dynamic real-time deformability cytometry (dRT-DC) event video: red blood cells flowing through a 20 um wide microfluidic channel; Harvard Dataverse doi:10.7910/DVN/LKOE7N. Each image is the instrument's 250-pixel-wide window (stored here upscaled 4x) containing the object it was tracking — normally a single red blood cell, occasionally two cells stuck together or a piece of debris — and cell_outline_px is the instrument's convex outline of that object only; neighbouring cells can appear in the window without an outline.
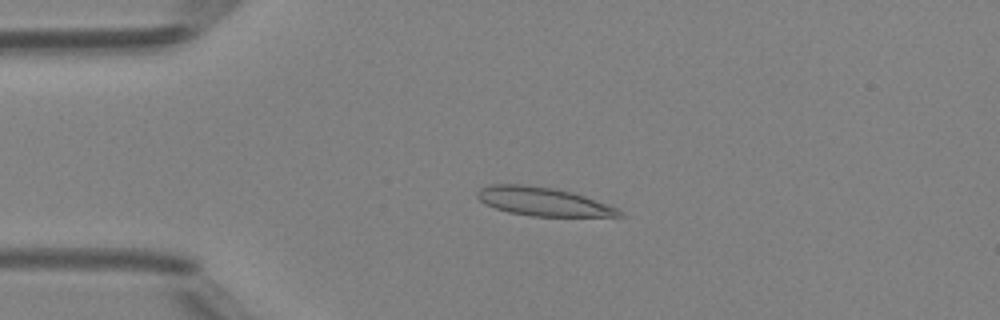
{"species": "Egyptian fruit bat (a non-hibernating species)", "species_latin": "Rousettus aegyptiacus", "temperature_condition": "room temperature", "stored_images_in_passage": 47, "camera_frame_rate_fps": 3000, "um_per_image_px": 0.085, "animal": {"sex": "female"}, "frame": {"image": 1, "passage_image": 10, "time_ms": 3.0, "image_size_px": [1000, 320], "cell_outline_px": [[624, 216], [532, 216], [508, 212], [484, 204], [476, 196], [476, 192], [480, 188], [492, 184], [528, 184], [556, 188], [572, 192], [584, 196], [616, 208]], "centroid_in_image_um": [46.08, 17.11], "position_along_channel_um": 38.9, "area_um2": 23.47}}
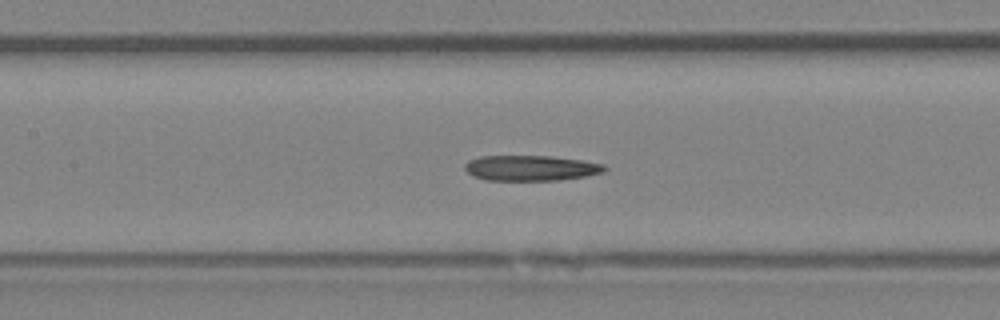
{"frame": {"image": 2, "passage_image": 21, "time_ms": 6.667, "image_size_px": [1000, 320], "cell_outline_px": [[608, 168], [604, 172], [584, 176], [556, 180], [484, 180], [472, 176], [464, 168], [464, 164], [468, 160], [480, 156], [552, 156], [584, 160], [604, 164]], "centroid_in_image_um": [45.11, 14.27], "position_along_channel_um": 162.3, "area_um2": 20.81}}
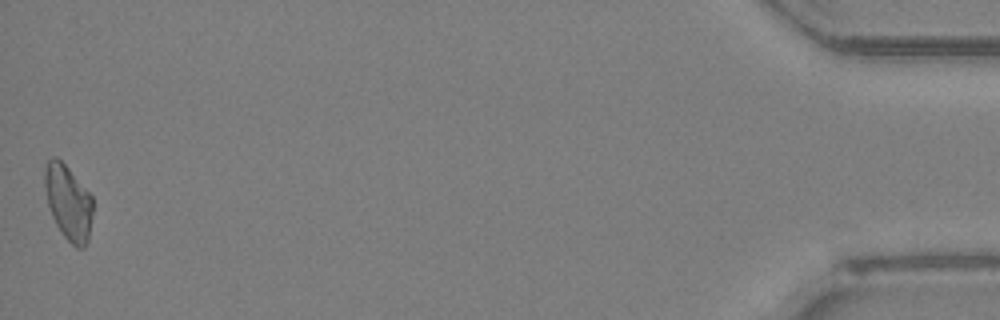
{"frame": {"image": 3, "passage_image": 47, "time_ms": 15.333, "image_size_px": [1000, 320], "cell_outline_px": [[92, 216], [88, 240], [84, 248], [76, 248], [64, 236], [56, 224], [52, 216], [48, 204], [44, 188], [44, 168], [48, 160], [52, 156], [56, 156], [68, 168], [92, 196]], "centroid_in_image_um": [5.79, 17.2], "position_along_channel_um": 429.4, "area_um2": 20.92}}